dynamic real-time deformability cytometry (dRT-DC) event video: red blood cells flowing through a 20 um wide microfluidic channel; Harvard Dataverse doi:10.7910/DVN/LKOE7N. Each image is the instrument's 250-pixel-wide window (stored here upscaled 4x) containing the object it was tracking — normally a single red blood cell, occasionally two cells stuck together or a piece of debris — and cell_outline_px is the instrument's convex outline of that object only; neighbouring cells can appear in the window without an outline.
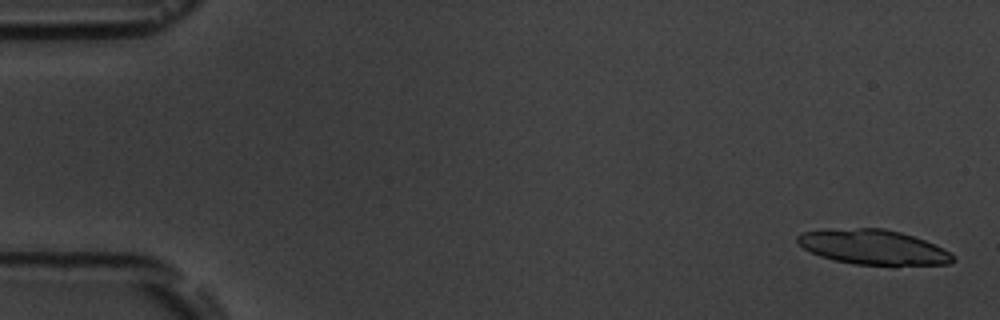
{"species": "common noctule bat (a hibernating species)", "species_latin": "Nyctalus noctula", "temperature_condition": "room temperature", "stored_images_in_passage": 6, "camera_frame_rate_fps": 3000, "um_per_image_px": 0.085, "animal": {"sex": "male", "body_mass_g": 19.5, "forearm_length_mm": 54.6}, "frame": {"image": 1, "passage_image": 1, "time_ms": 0.0, "image_size_px": [1000, 320], "cell_outline_px": [[956, 260], [952, 264], [856, 264], [832, 260], [820, 256], [804, 248], [796, 240], [796, 236], [804, 232], [856, 228], [884, 228], [900, 232], [924, 240], [944, 248], [956, 256]], "centroid_in_image_um": [74.27, 21.01], "position_along_channel_um": 10.7, "area_um2": 31.04}}